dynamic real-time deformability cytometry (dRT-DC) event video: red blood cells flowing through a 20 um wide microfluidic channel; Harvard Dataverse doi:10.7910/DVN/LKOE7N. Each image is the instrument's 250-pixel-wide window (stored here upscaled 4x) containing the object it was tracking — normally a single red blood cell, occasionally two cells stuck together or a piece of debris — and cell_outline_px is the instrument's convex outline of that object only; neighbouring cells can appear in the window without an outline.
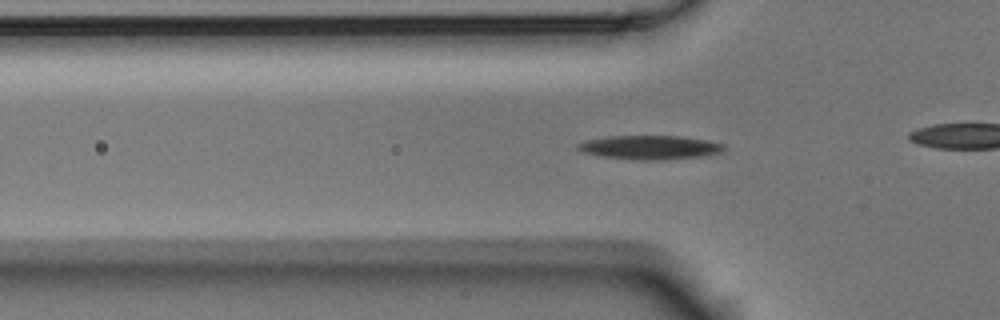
{"species": "Egyptian fruit bat (a non-hibernating species)", "species_latin": "Rousettus aegyptiacus", "temperature_condition": "room temperature", "stored_images_in_passage": 39, "camera_frame_rate_fps": 3000, "um_per_image_px": 0.085, "animal": {"sex": "male"}, "frame": {"image": 1, "passage_image": 13, "time_ms": 4.0, "image_size_px": [1000, 320], "cell_outline_px": [[728, 148], [720, 152], [700, 156], [664, 160], [640, 160], [600, 156], [584, 152], [576, 148], [576, 144], [584, 140], [608, 136], [684, 136], [708, 140], [724, 144]], "centroid_in_image_um": [55.24, 12.52], "position_along_channel_um": 70.6, "area_um2": 20.52}}
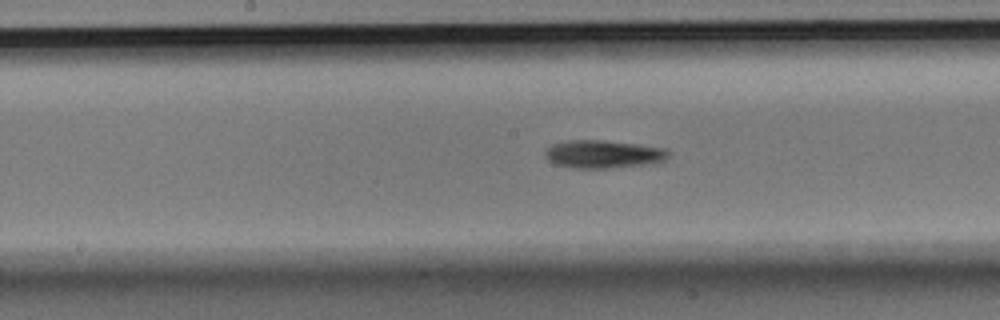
{"frame": {"image": 2, "passage_image": 23, "time_ms": 7.333, "image_size_px": [1000, 320], "cell_outline_px": [[668, 156], [664, 160], [652, 164], [608, 168], [572, 168], [556, 164], [548, 160], [544, 156], [544, 148], [552, 144], [568, 140], [604, 140], [640, 144], [664, 148], [668, 152]], "centroid_in_image_um": [51.24, 13.1], "position_along_channel_um": 197.0, "area_um2": 20.35}}
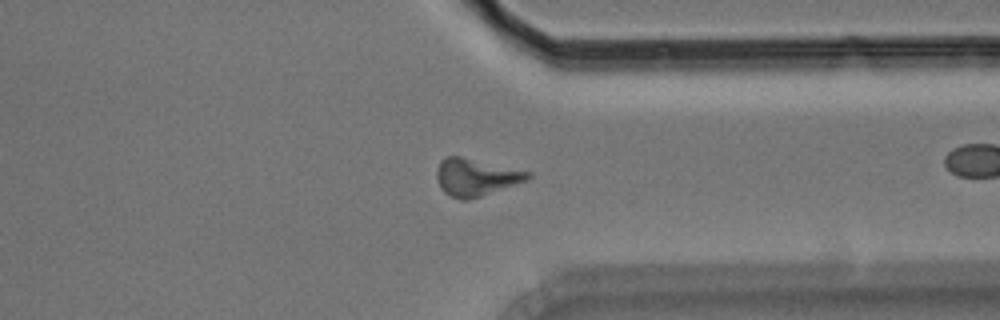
{"frame": {"image": 3, "passage_image": 37, "time_ms": 12.0, "image_size_px": [1000, 320], "cell_outline_px": [[532, 176], [528, 180], [468, 200], [460, 200], [444, 192], [436, 176], [436, 172], [440, 160], [444, 156], [460, 156], [532, 172]], "centroid_in_image_um": [40.45, 15.05], "position_along_channel_um": 371.0, "area_um2": 19.65}}